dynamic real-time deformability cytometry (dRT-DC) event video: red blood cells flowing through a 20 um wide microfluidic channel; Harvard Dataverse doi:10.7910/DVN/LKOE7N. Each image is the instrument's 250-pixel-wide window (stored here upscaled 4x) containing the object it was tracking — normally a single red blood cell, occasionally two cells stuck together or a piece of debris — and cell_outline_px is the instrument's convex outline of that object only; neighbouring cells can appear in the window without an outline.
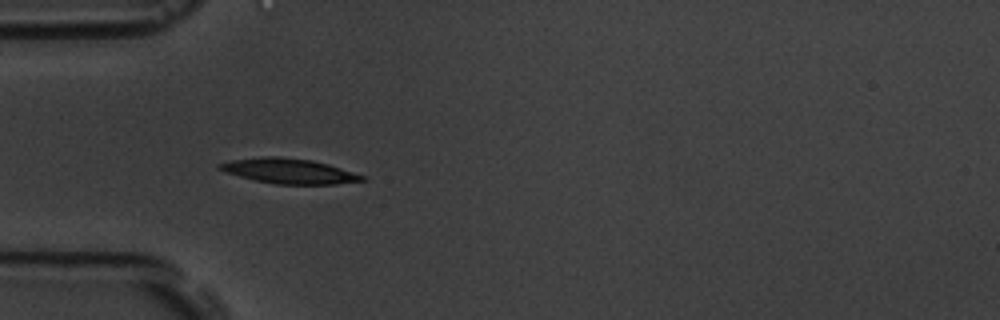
{"species": "common noctule bat (a hibernating species)", "species_latin": "Nyctalus noctula", "temperature_condition": "room temperature", "stored_images_in_passage": 40, "camera_frame_rate_fps": 3000, "um_per_image_px": 0.085, "animal": {"sex": "male", "body_mass_g": 19.5, "forearm_length_mm": 54.6}, "frame": {"image": 1, "passage_image": 1, "time_ms": 0.0, "image_size_px": [1000, 320], "cell_outline_px": [[364, 180], [336, 184], [276, 184], [256, 180], [240, 176], [216, 168], [216, 164], [232, 160], [264, 156], [280, 156], [312, 160], [328, 164], [364, 176]], "centroid_in_image_um": [24.53, 14.53], "position_along_channel_um": 60.5, "area_um2": 20.52}}
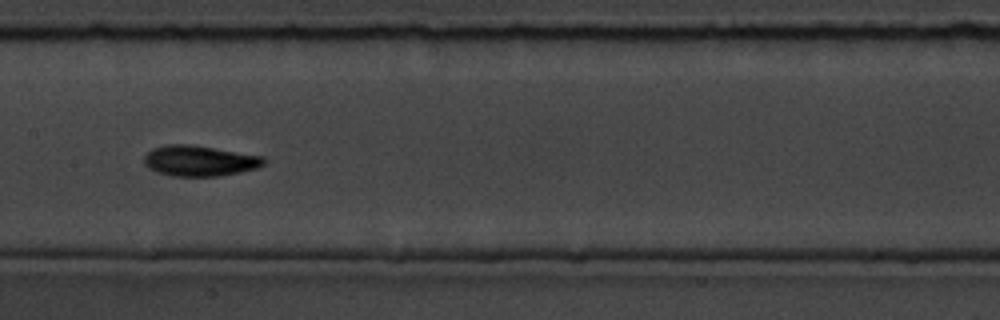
{"frame": {"image": 2, "passage_image": 12, "time_ms": 3.667, "image_size_px": [1000, 320], "cell_outline_px": [[268, 160], [264, 164], [256, 168], [240, 172], [220, 176], [172, 176], [156, 172], [148, 168], [144, 164], [144, 156], [152, 148], [164, 144], [188, 144], [264, 156]], "centroid_in_image_um": [16.95, 13.67], "position_along_channel_um": 190.5, "area_um2": 21.5}}
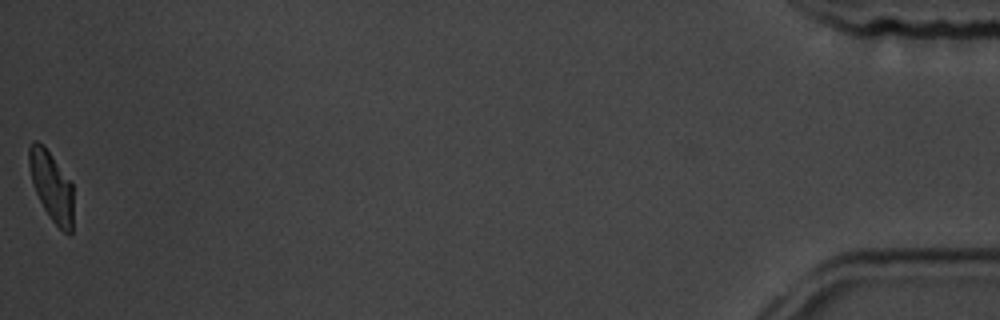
{"frame": {"image": 3, "passage_image": 40, "time_ms": 13.0, "image_size_px": [1000, 320], "cell_outline_px": [[72, 232], [64, 232], [52, 220], [44, 208], [36, 192], [32, 180], [28, 164], [28, 148], [32, 140], [36, 140], [44, 144], [72, 184]], "centroid_in_image_um": [4.35, 15.76], "position_along_channel_um": 430.9, "area_um2": 17.69}, "authors_computed_cell_mechanics": {"area_um2": 20.3745, "velocity_mm_per_s": 3.6308, "shape_relaxation_time_tau1_ms": 4.0871, "shape_relaxation_time_tau2_ms": 2.5546, "deformation_change_tau1": 0.1418, "deformation_change_tau2": 0.0757}}